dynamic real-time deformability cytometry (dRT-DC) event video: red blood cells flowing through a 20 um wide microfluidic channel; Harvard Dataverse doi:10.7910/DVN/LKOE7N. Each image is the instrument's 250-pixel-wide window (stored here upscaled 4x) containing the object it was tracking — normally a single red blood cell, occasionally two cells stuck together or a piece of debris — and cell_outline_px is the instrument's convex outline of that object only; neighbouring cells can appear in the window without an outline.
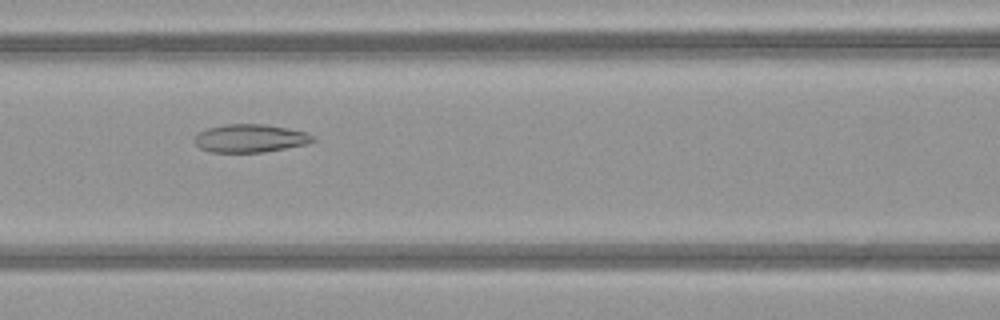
{"species": "common noctule bat (a hibernating species)", "species_latin": "Nyctalus noctula", "temperature_condition": "warm", "stored_images_in_passage": 51, "camera_frame_rate_fps": 3000, "um_per_image_px": 0.085, "animal": {"sex": "female", "body_mass_g": 21.9}, "frame": {"image": 1, "passage_image": 23, "time_ms": 7.333, "image_size_px": [1000, 320], "cell_outline_px": [[316, 140], [308, 144], [264, 152], [208, 152], [200, 148], [192, 140], [196, 132], [208, 128], [224, 124], [264, 124], [288, 128], [304, 132], [312, 136]], "centroid_in_image_um": [21.21, 11.75], "position_along_channel_um": 145.4, "area_um2": 19.54}}
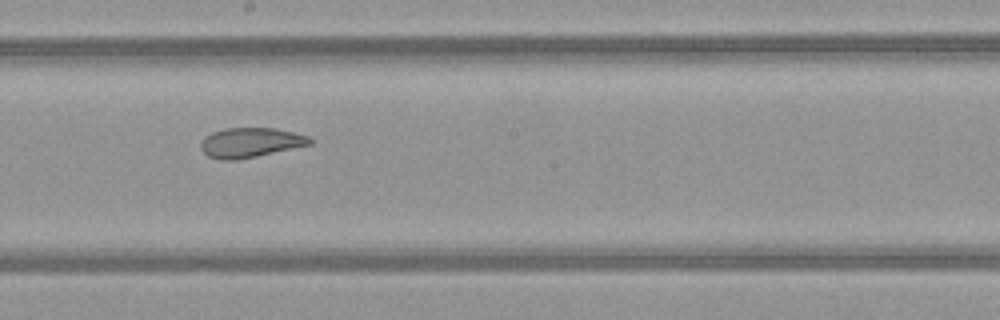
{"frame": {"image": 2, "passage_image": 29, "time_ms": 9.333, "image_size_px": [1000, 320], "cell_outline_px": [[312, 144], [256, 156], [236, 160], [220, 160], [208, 156], [200, 148], [200, 144], [204, 136], [212, 132], [224, 128], [276, 128], [308, 136], [312, 140]], "centroid_in_image_um": [21.25, 12.11], "position_along_channel_um": 227.0, "area_um2": 18.84}}
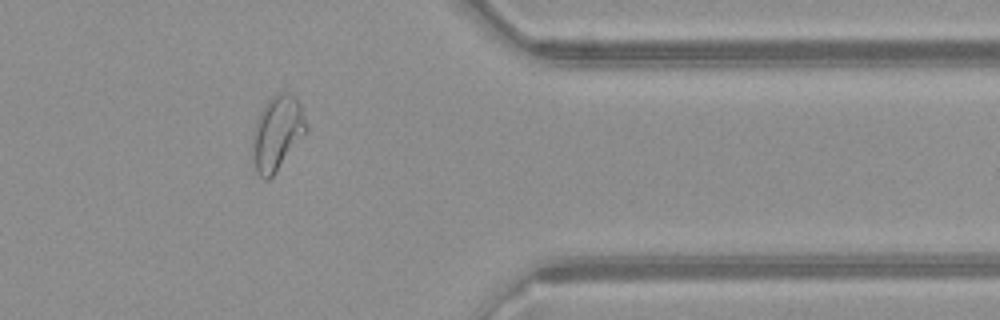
{"frame": {"image": 3, "passage_image": 42, "time_ms": 13.667, "image_size_px": [1000, 320], "cell_outline_px": [[308, 128], [304, 136], [276, 172], [268, 180], [264, 180], [256, 172], [252, 156], [252, 132], [256, 120], [264, 104], [276, 92], [288, 92], [296, 96], [300, 104]], "centroid_in_image_um": [23.54, 11.3], "position_along_channel_um": 387.9, "area_um2": 23.64}, "authors_computed_cell_mechanics": {"area_um2": 24.7384, "velocity_mm_per_s": 4.0876, "shape_relaxation_time_tau1_ms": null, "shape_relaxation_time_tau2_ms": 1.7617, "deformation_change_tau1": null, "deformation_change_tau2": 0.0799}}